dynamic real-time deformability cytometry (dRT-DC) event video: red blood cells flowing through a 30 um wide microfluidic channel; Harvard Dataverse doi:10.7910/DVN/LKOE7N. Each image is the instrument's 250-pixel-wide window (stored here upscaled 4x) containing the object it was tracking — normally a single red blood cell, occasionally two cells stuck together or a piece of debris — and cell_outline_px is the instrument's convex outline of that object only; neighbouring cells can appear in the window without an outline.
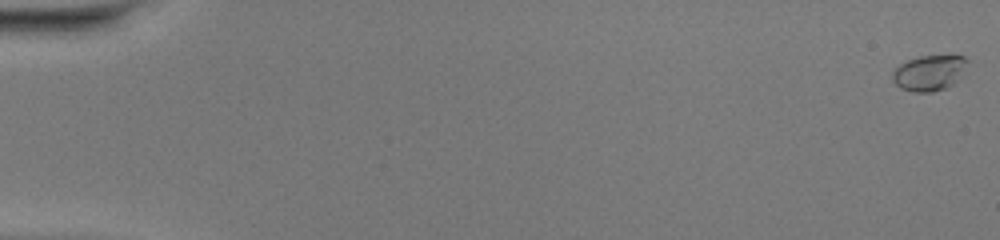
{"species": "common noctule bat (a hibernating species)", "species_latin": "Nyctalus noctula", "temperature_condition": "warm", "stored_images_in_passage": 47, "camera_frame_rate_fps": 3000, "um_per_image_px": 0.085, "animal": {"sex": "female", "body_mass_g": 20.0, "forearm_length_mm": 54.0}, "frame": {"image": 1, "passage_image": 1, "time_ms": 0.0, "image_size_px": [1000, 240], "cell_outline_px": [[968, 60], [956, 80], [948, 88], [932, 92], [912, 92], [900, 88], [892, 80], [892, 72], [900, 64], [908, 60], [920, 56], [964, 56]], "centroid_in_image_um": [78.93, 6.21], "position_along_channel_um": 6.1, "area_um2": 15.26}}
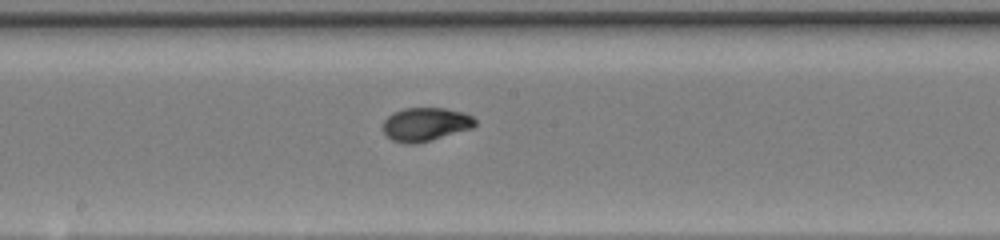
{"frame": {"image": 2, "passage_image": 29, "time_ms": 9.333, "image_size_px": [1000, 240], "cell_outline_px": [[476, 124], [472, 128], [416, 144], [404, 144], [392, 140], [384, 132], [384, 120], [392, 112], [404, 108], [444, 108], [464, 112], [472, 116], [476, 120]], "centroid_in_image_um": [36.17, 10.56], "position_along_channel_um": 212.0, "area_um2": 17.98}}
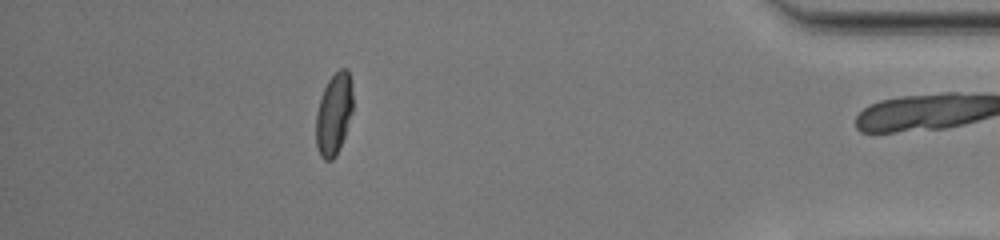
{"frame": {"image": 3, "passage_image": 46, "time_ms": 15.0, "image_size_px": [1000, 240], "cell_outline_px": [[352, 112], [340, 148], [336, 156], [332, 160], [324, 160], [320, 156], [316, 144], [316, 112], [324, 88], [328, 80], [340, 68], [348, 68], [352, 84]], "centroid_in_image_um": [28.38, 9.69], "position_along_channel_um": 406.8, "area_um2": 17.63}, "authors_computed_cell_mechanics": {"area_um2": 17.629, "velocity_mm_per_s": 4.2089, "shape_relaxation_time_tau1_ms": 4.1383, "shape_relaxation_time_tau2_ms": null, "deformation_change_tau1": 0.1883, "deformation_change_tau2": null}}